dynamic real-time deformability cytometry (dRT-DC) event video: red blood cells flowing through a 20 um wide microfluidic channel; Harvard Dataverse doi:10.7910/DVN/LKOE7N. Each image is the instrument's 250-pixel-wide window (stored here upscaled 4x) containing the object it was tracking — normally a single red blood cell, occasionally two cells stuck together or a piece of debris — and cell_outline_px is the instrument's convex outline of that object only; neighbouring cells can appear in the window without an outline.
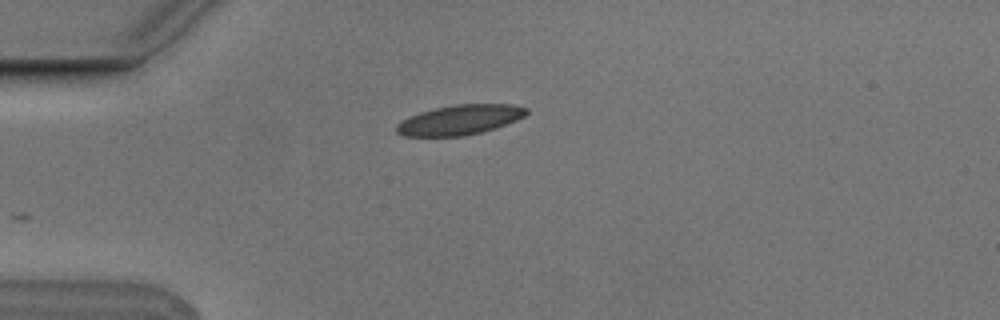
{"species": "Egyptian fruit bat (a non-hibernating species)", "species_latin": "Rousettus aegyptiacus", "temperature_condition": "cold", "stored_images_in_passage": 3, "camera_frame_rate_fps": 3000, "um_per_image_px": 0.085, "animal": {"sex": "male"}, "frame": {"image": 1, "passage_image": 3, "time_ms": 0.667, "image_size_px": [1000, 320], "cell_outline_px": [[528, 112], [524, 116], [516, 120], [480, 132], [464, 136], [404, 136], [396, 132], [396, 124], [408, 116], [420, 112], [436, 108], [456, 104], [512, 104], [528, 108]], "centroid_in_image_um": [39.05, 10.18], "position_along_channel_um": 46.0, "area_um2": 22.43}}